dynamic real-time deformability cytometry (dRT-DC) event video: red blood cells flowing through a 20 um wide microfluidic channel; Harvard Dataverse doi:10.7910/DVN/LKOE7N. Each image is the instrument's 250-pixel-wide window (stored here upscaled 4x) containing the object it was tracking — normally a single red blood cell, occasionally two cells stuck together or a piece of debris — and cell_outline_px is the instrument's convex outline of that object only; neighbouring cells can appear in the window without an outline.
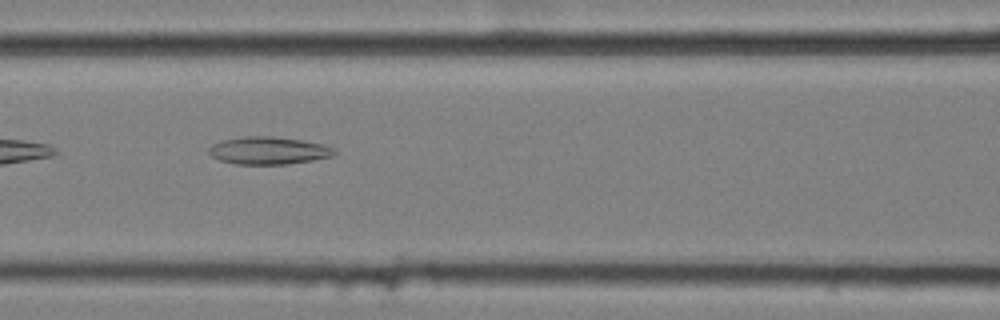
{"species": "common noctule bat (a hibernating species)", "species_latin": "Nyctalus noctula", "temperature_condition": "cold", "stored_images_in_passage": 10, "camera_frame_rate_fps": 3000, "um_per_image_px": 0.085, "animal": {"sex": "female", "body_mass_g": 25.1}, "frame": {"image": 1, "passage_image": 7, "time_ms": 2.0, "image_size_px": [1000, 320], "cell_outline_px": [[336, 152], [332, 156], [312, 160], [288, 164], [236, 164], [220, 160], [212, 156], [208, 152], [208, 148], [212, 144], [220, 140], [244, 136], [272, 136], [300, 140], [324, 144], [332, 148]], "centroid_in_image_um": [22.78, 12.79], "position_along_channel_um": 143.8, "area_um2": 20.11}}
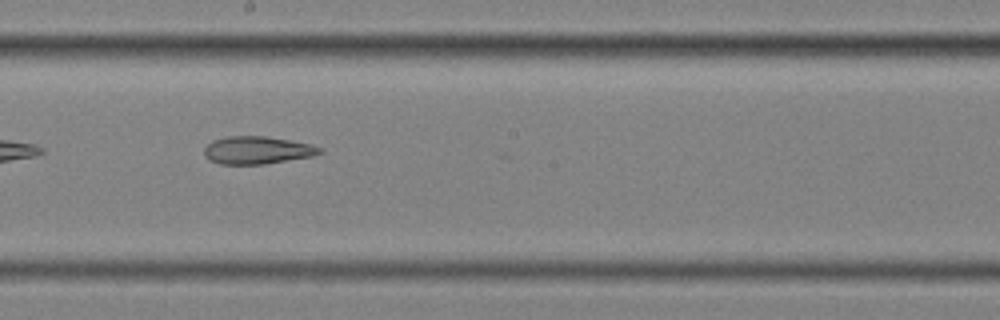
{"frame": {"image": 2, "passage_image": 9, "time_ms": 2.667, "image_size_px": [1000, 320], "cell_outline_px": [[324, 152], [312, 156], [264, 164], [220, 164], [208, 160], [204, 156], [204, 148], [212, 140], [228, 136], [264, 136], [312, 144], [324, 148]], "centroid_in_image_um": [21.86, 12.77], "position_along_channel_um": 226.3, "area_um2": 18.73}}
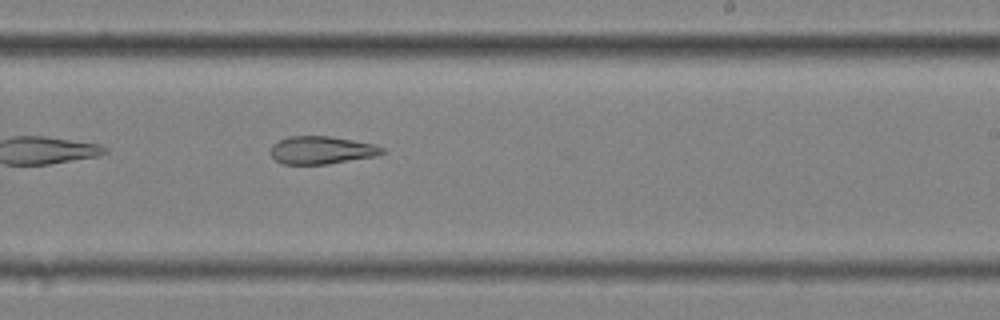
{"frame": {"image": 3, "passage_image": 10, "time_ms": 3.0, "image_size_px": [1000, 320], "cell_outline_px": [[388, 152], [376, 156], [328, 164], [284, 164], [276, 160], [268, 152], [272, 144], [288, 136], [332, 136], [372, 144], [384, 148]], "centroid_in_image_um": [27.33, 12.76], "position_along_channel_um": 261.7, "area_um2": 18.21}}